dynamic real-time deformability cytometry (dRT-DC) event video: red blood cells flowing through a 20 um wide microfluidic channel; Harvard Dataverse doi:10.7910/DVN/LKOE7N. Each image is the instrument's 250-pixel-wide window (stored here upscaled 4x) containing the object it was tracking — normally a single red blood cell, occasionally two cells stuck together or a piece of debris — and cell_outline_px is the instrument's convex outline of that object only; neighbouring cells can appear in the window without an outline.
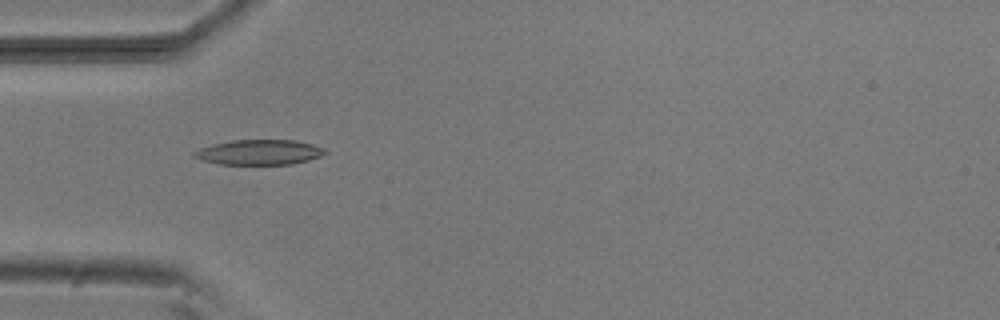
{"species": "common noctule bat (a hibernating species)", "species_latin": "Nyctalus noctula", "temperature_condition": "room temperature", "stored_images_in_passage": 54, "camera_frame_rate_fps": 3000, "um_per_image_px": 0.085, "animal": {"sex": "male", "body_mass_g": 20.5, "forearm_length_mm": 52.5}, "frame": {"image": 1, "passage_image": 16, "time_ms": 5.0, "image_size_px": [1000, 320], "cell_outline_px": [[328, 152], [320, 156], [308, 160], [292, 164], [220, 164], [204, 160], [192, 156], [192, 152], [200, 148], [212, 144], [232, 140], [296, 140], [312, 144], [324, 148]], "centroid_in_image_um": [22.04, 12.93], "position_along_channel_um": 63.0, "area_um2": 19.07}}
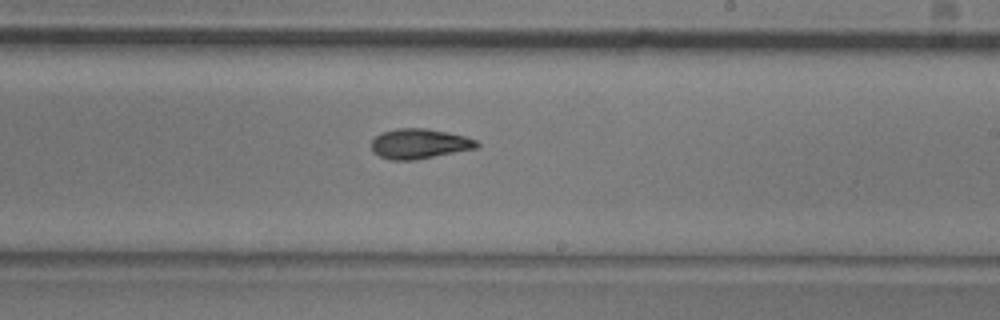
{"frame": {"image": 2, "passage_image": 31, "time_ms": 10.0, "image_size_px": [1000, 320], "cell_outline_px": [[480, 144], [476, 148], [412, 160], [388, 160], [372, 152], [372, 140], [380, 132], [396, 128], [424, 128], [448, 132], [464, 136], [476, 140]], "centroid_in_image_um": [35.6, 12.21], "position_along_channel_um": 253.4, "area_um2": 18.32}}
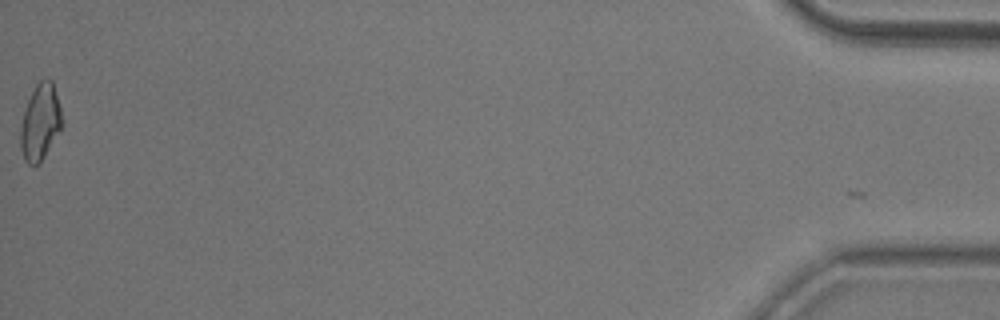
{"frame": {"image": 3, "passage_image": 53, "time_ms": 17.333, "image_size_px": [1000, 320], "cell_outline_px": [[60, 128], [44, 156], [36, 164], [28, 164], [24, 160], [20, 148], [20, 128], [24, 112], [28, 100], [36, 84], [44, 76], [48, 76], [52, 80], [60, 108]], "centroid_in_image_um": [3.38, 10.34], "position_along_channel_um": 431.8, "area_um2": 17.92}, "authors_computed_cell_mechanics": {"area_um2": 18.207, "velocity_mm_per_s": 3.8092, "shape_relaxation_time_tau1_ms": 4.8902, "shape_relaxation_time_tau2_ms": 5.7694, "deformation_change_tau1": 0.15, "deformation_change_tau2": 0.1411}}